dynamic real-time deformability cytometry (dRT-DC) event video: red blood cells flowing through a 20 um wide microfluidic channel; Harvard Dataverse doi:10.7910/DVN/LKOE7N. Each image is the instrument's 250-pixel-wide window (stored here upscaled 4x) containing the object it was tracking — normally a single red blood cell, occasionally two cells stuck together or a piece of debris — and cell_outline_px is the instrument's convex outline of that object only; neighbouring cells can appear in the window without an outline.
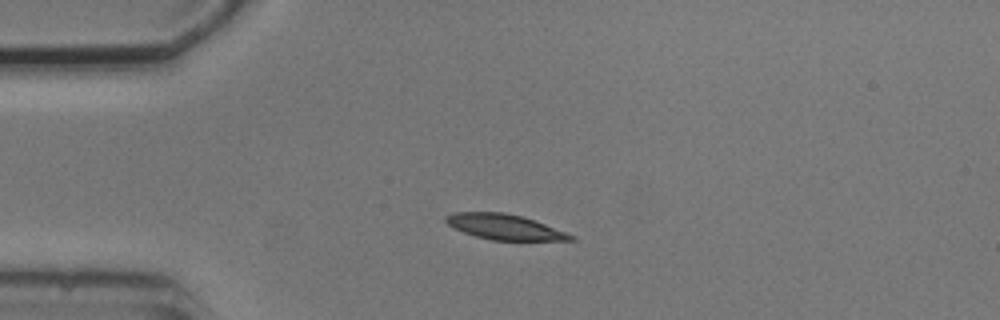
{"species": "common noctule bat (a hibernating species)", "species_latin": "Nyctalus noctula", "temperature_condition": "cold", "stored_images_in_passage": 2, "camera_frame_rate_fps": 3000, "um_per_image_px": 0.085, "animal": {"sex": "male", "body_mass_g": 20.5, "forearm_length_mm": 52.5}, "frame": {"image": 1, "passage_image": 1, "time_ms": 0.0, "image_size_px": [1000, 320], "cell_outline_px": [[576, 240], [492, 240], [476, 236], [464, 232], [448, 224], [444, 220], [444, 216], [452, 212], [504, 212], [524, 216], [576, 236]], "centroid_in_image_um": [42.89, 19.27], "position_along_channel_um": 42.1, "area_um2": 18.38}}